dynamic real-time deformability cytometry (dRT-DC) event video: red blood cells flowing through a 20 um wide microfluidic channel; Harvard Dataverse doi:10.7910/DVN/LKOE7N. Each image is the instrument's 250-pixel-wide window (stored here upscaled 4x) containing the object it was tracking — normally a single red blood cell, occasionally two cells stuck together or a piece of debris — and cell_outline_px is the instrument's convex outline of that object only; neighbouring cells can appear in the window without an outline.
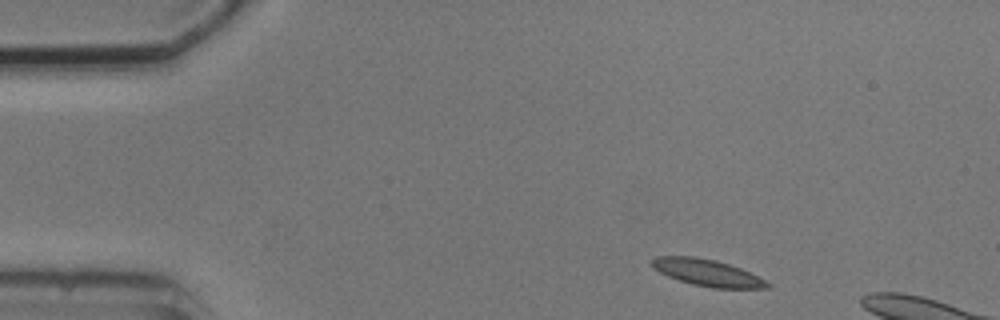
{"species": "common noctule bat (a hibernating species)", "species_latin": "Nyctalus noctula", "temperature_condition": "cold", "stored_images_in_passage": 4, "camera_frame_rate_fps": 3000, "um_per_image_px": 0.085, "animal": {"sex": "male", "body_mass_g": 20.5, "forearm_length_mm": 52.5}, "frame": {"image": 1, "passage_image": 1, "time_ms": 0.0, "image_size_px": [1000, 320], "cell_outline_px": [[772, 284], [768, 288], [712, 288], [692, 284], [668, 276], [660, 272], [652, 264], [652, 260], [656, 256], [696, 256], [716, 260], [740, 268]], "centroid_in_image_um": [60.12, 23.17], "position_along_channel_um": 24.9, "area_um2": 17.69}}